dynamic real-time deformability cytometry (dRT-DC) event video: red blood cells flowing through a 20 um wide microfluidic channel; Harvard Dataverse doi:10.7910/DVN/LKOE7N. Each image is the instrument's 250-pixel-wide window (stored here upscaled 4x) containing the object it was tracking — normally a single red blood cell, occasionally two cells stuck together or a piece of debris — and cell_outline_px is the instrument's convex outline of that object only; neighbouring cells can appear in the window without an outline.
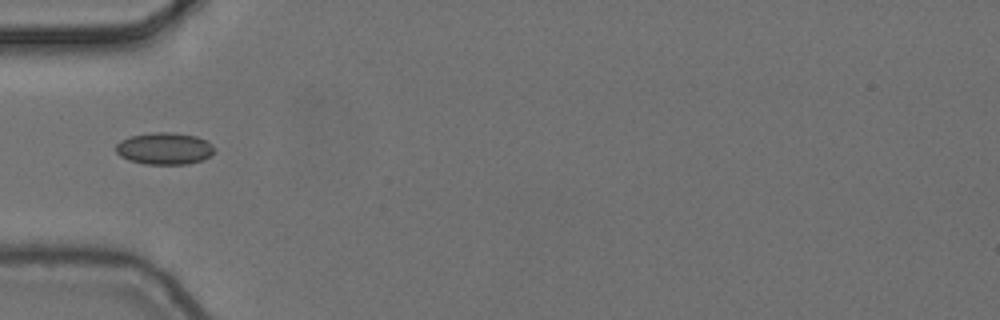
{"species": "common noctule bat (a hibernating species)", "species_latin": "Nyctalus noctula", "temperature_condition": "cold", "stored_images_in_passage": 2, "camera_frame_rate_fps": 3000, "um_per_image_px": 0.085, "animal": {"sex": "female", "body_mass_g": 24.6, "forearm_length_mm": 56.2}, "frame": {"image": 1, "passage_image": 1, "time_ms": 0.0, "image_size_px": [1000, 320], "cell_outline_px": [[212, 152], [204, 160], [188, 164], [144, 164], [128, 160], [120, 156], [116, 152], [116, 144], [120, 140], [132, 136], [152, 132], [172, 132], [196, 136], [208, 140], [212, 144]], "centroid_in_image_um": [13.96, 12.62], "position_along_channel_um": 71.0, "area_um2": 18.38}}
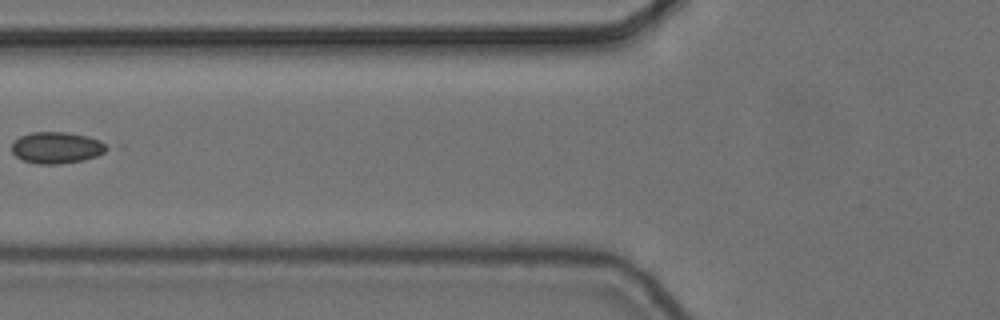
{"frame": {"image": 2, "passage_image": 2, "time_ms": 0.333, "image_size_px": [1000, 320], "cell_outline_px": [[112, 148], [96, 156], [84, 160], [60, 164], [40, 164], [24, 160], [16, 156], [12, 152], [12, 144], [20, 136], [32, 132], [68, 132], [88, 136], [100, 140], [108, 144]], "centroid_in_image_um": [4.88, 12.54], "position_along_channel_um": 120.9, "area_um2": 17.57}}